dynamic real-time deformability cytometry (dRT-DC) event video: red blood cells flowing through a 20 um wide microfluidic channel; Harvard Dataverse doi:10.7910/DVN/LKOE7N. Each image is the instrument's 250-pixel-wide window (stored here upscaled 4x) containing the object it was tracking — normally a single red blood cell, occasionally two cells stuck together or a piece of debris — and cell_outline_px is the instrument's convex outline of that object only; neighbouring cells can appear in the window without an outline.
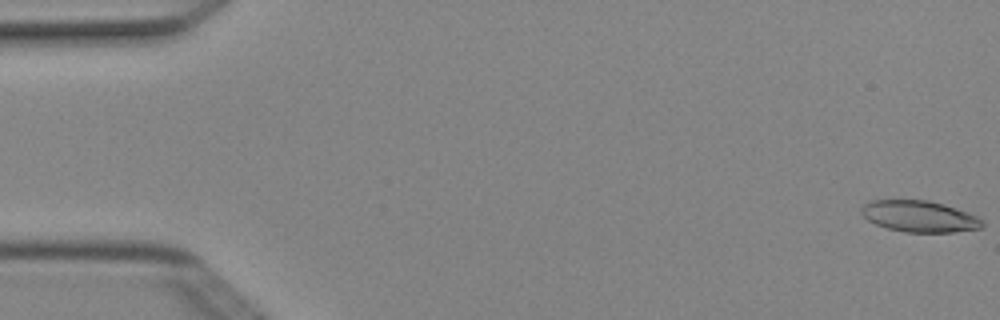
{"species": "Egyptian fruit bat (a non-hibernating species)", "species_latin": "Rousettus aegyptiacus", "temperature_condition": "cold", "stored_images_in_passage": 5, "camera_frame_rate_fps": 3000, "um_per_image_px": 0.085, "animal": {"sex": "female"}, "frame": {"image": 1, "passage_image": 1, "time_ms": 0.0, "image_size_px": [1000, 320], "cell_outline_px": [[984, 224], [980, 228], [952, 232], [904, 232], [888, 228], [876, 224], [868, 220], [860, 212], [860, 208], [864, 204], [872, 200], [928, 200], [944, 204], [980, 216], [984, 220]], "centroid_in_image_um": [78.17, 18.38], "position_along_channel_um": 6.8, "area_um2": 22.2}}
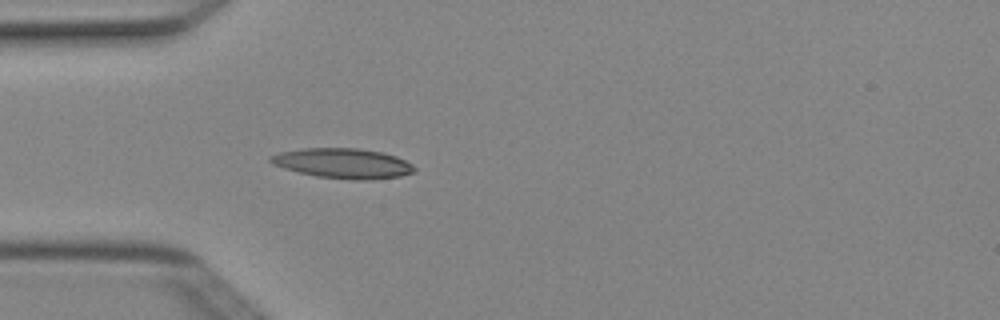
{"frame": {"image": 2, "passage_image": 5, "time_ms": 1.333, "image_size_px": [1000, 320], "cell_outline_px": [[416, 172], [400, 176], [364, 180], [356, 180], [316, 176], [284, 168], [272, 164], [268, 160], [268, 156], [280, 152], [304, 148], [356, 148], [384, 152], [396, 156], [412, 164], [416, 168]], "centroid_in_image_um": [29.16, 13.87], "position_along_channel_um": 55.8, "area_um2": 25.14}}